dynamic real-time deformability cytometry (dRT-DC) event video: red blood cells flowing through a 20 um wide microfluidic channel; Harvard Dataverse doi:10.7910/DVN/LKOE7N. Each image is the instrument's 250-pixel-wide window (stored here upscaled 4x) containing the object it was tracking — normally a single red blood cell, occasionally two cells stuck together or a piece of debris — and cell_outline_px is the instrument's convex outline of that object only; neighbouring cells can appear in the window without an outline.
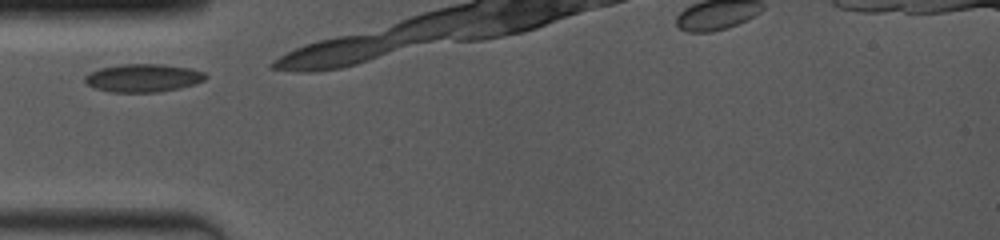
{"species": "common noctule bat (a hibernating species)", "species_latin": "Nyctalus noctula", "temperature_condition": "room temperature", "stored_images_in_passage": 4, "camera_frame_rate_fps": 4000, "um_per_image_px": 0.085, "animal": {"sex": "female", "body_mass_g": 19.0, "forearm_length_mm": 53.3}, "frame": {"image": 1, "passage_image": 1, "time_ms": 0.0, "image_size_px": [1000, 240], "cell_outline_px": [[208, 76], [204, 80], [196, 84], [180, 88], [156, 92], [108, 92], [92, 88], [84, 80], [84, 76], [100, 68], [120, 64], [164, 64], [192, 68], [204, 72]], "centroid_in_image_um": [12.18, 6.62], "position_along_channel_um": 72.8, "area_um2": 19.94}}